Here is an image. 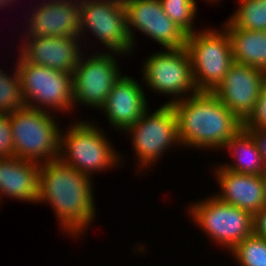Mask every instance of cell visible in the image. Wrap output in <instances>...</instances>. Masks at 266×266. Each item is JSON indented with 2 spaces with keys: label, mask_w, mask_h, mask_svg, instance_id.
Wrapping results in <instances>:
<instances>
[{
  "label": "cell",
  "mask_w": 266,
  "mask_h": 266,
  "mask_svg": "<svg viewBox=\"0 0 266 266\" xmlns=\"http://www.w3.org/2000/svg\"><path fill=\"white\" fill-rule=\"evenodd\" d=\"M10 157H14V146L9 114H0V158Z\"/></svg>",
  "instance_id": "26"
},
{
  "label": "cell",
  "mask_w": 266,
  "mask_h": 266,
  "mask_svg": "<svg viewBox=\"0 0 266 266\" xmlns=\"http://www.w3.org/2000/svg\"><path fill=\"white\" fill-rule=\"evenodd\" d=\"M165 14L187 34L196 32L194 27L197 15L196 0H159Z\"/></svg>",
  "instance_id": "24"
},
{
  "label": "cell",
  "mask_w": 266,
  "mask_h": 266,
  "mask_svg": "<svg viewBox=\"0 0 266 266\" xmlns=\"http://www.w3.org/2000/svg\"><path fill=\"white\" fill-rule=\"evenodd\" d=\"M13 3V2H16L17 3V1L16 0H0V9H1V7H3V6H8V5H10L9 3Z\"/></svg>",
  "instance_id": "29"
},
{
  "label": "cell",
  "mask_w": 266,
  "mask_h": 266,
  "mask_svg": "<svg viewBox=\"0 0 266 266\" xmlns=\"http://www.w3.org/2000/svg\"><path fill=\"white\" fill-rule=\"evenodd\" d=\"M15 64L26 106L70 113L74 107L72 73L27 62L21 56Z\"/></svg>",
  "instance_id": "6"
},
{
  "label": "cell",
  "mask_w": 266,
  "mask_h": 266,
  "mask_svg": "<svg viewBox=\"0 0 266 266\" xmlns=\"http://www.w3.org/2000/svg\"><path fill=\"white\" fill-rule=\"evenodd\" d=\"M24 38L19 54L25 61L61 72L73 73L85 52L78 36Z\"/></svg>",
  "instance_id": "15"
},
{
  "label": "cell",
  "mask_w": 266,
  "mask_h": 266,
  "mask_svg": "<svg viewBox=\"0 0 266 266\" xmlns=\"http://www.w3.org/2000/svg\"><path fill=\"white\" fill-rule=\"evenodd\" d=\"M75 123V124H74ZM70 124L68 131L60 132V157L66 165L92 177V173L106 171L118 164L122 157L112 148L110 139L91 121Z\"/></svg>",
  "instance_id": "4"
},
{
  "label": "cell",
  "mask_w": 266,
  "mask_h": 266,
  "mask_svg": "<svg viewBox=\"0 0 266 266\" xmlns=\"http://www.w3.org/2000/svg\"><path fill=\"white\" fill-rule=\"evenodd\" d=\"M99 52L89 57L83 54L72 73L74 107L75 103H80L101 109L113 85L122 76L115 58L117 52Z\"/></svg>",
  "instance_id": "11"
},
{
  "label": "cell",
  "mask_w": 266,
  "mask_h": 266,
  "mask_svg": "<svg viewBox=\"0 0 266 266\" xmlns=\"http://www.w3.org/2000/svg\"><path fill=\"white\" fill-rule=\"evenodd\" d=\"M244 130L266 129V79L252 113L243 122Z\"/></svg>",
  "instance_id": "25"
},
{
  "label": "cell",
  "mask_w": 266,
  "mask_h": 266,
  "mask_svg": "<svg viewBox=\"0 0 266 266\" xmlns=\"http://www.w3.org/2000/svg\"><path fill=\"white\" fill-rule=\"evenodd\" d=\"M39 170L40 164L37 162L15 156L0 158V199L7 196L37 204Z\"/></svg>",
  "instance_id": "18"
},
{
  "label": "cell",
  "mask_w": 266,
  "mask_h": 266,
  "mask_svg": "<svg viewBox=\"0 0 266 266\" xmlns=\"http://www.w3.org/2000/svg\"><path fill=\"white\" fill-rule=\"evenodd\" d=\"M143 65V86L158 94L164 93L168 97L171 95L173 99L166 104L199 92L193 80L191 60L185 47L157 51L150 55Z\"/></svg>",
  "instance_id": "8"
},
{
  "label": "cell",
  "mask_w": 266,
  "mask_h": 266,
  "mask_svg": "<svg viewBox=\"0 0 266 266\" xmlns=\"http://www.w3.org/2000/svg\"><path fill=\"white\" fill-rule=\"evenodd\" d=\"M183 147L224 150L243 123L212 92H198L170 103Z\"/></svg>",
  "instance_id": "2"
},
{
  "label": "cell",
  "mask_w": 266,
  "mask_h": 266,
  "mask_svg": "<svg viewBox=\"0 0 266 266\" xmlns=\"http://www.w3.org/2000/svg\"><path fill=\"white\" fill-rule=\"evenodd\" d=\"M126 8L127 32L135 48L133 30L149 36L163 49L184 48L187 33L165 14L159 0H123Z\"/></svg>",
  "instance_id": "12"
},
{
  "label": "cell",
  "mask_w": 266,
  "mask_h": 266,
  "mask_svg": "<svg viewBox=\"0 0 266 266\" xmlns=\"http://www.w3.org/2000/svg\"><path fill=\"white\" fill-rule=\"evenodd\" d=\"M193 80L199 92H213L234 63L228 32L222 27L203 29L187 35Z\"/></svg>",
  "instance_id": "5"
},
{
  "label": "cell",
  "mask_w": 266,
  "mask_h": 266,
  "mask_svg": "<svg viewBox=\"0 0 266 266\" xmlns=\"http://www.w3.org/2000/svg\"><path fill=\"white\" fill-rule=\"evenodd\" d=\"M223 25L229 34L234 62L266 72V31L236 29L228 21Z\"/></svg>",
  "instance_id": "19"
},
{
  "label": "cell",
  "mask_w": 266,
  "mask_h": 266,
  "mask_svg": "<svg viewBox=\"0 0 266 266\" xmlns=\"http://www.w3.org/2000/svg\"><path fill=\"white\" fill-rule=\"evenodd\" d=\"M91 179L60 159L40 164L37 203H49L62 230L71 237L79 238L95 219Z\"/></svg>",
  "instance_id": "1"
},
{
  "label": "cell",
  "mask_w": 266,
  "mask_h": 266,
  "mask_svg": "<svg viewBox=\"0 0 266 266\" xmlns=\"http://www.w3.org/2000/svg\"><path fill=\"white\" fill-rule=\"evenodd\" d=\"M41 2L30 13L32 16L28 15L24 37H81L79 0Z\"/></svg>",
  "instance_id": "14"
},
{
  "label": "cell",
  "mask_w": 266,
  "mask_h": 266,
  "mask_svg": "<svg viewBox=\"0 0 266 266\" xmlns=\"http://www.w3.org/2000/svg\"><path fill=\"white\" fill-rule=\"evenodd\" d=\"M224 148L233 155L231 157L235 161L233 164H222L224 168L244 174H263L265 165L258 145L252 135L243 128L227 142Z\"/></svg>",
  "instance_id": "20"
},
{
  "label": "cell",
  "mask_w": 266,
  "mask_h": 266,
  "mask_svg": "<svg viewBox=\"0 0 266 266\" xmlns=\"http://www.w3.org/2000/svg\"><path fill=\"white\" fill-rule=\"evenodd\" d=\"M249 132L254 140L256 141L258 145V149L260 151V154L262 156V160L264 162V165L266 167V129H260V130H245Z\"/></svg>",
  "instance_id": "28"
},
{
  "label": "cell",
  "mask_w": 266,
  "mask_h": 266,
  "mask_svg": "<svg viewBox=\"0 0 266 266\" xmlns=\"http://www.w3.org/2000/svg\"><path fill=\"white\" fill-rule=\"evenodd\" d=\"M213 172L219 184L221 201L234 205L254 215L266 206L265 184L262 175L244 174L230 171L222 165Z\"/></svg>",
  "instance_id": "17"
},
{
  "label": "cell",
  "mask_w": 266,
  "mask_h": 266,
  "mask_svg": "<svg viewBox=\"0 0 266 266\" xmlns=\"http://www.w3.org/2000/svg\"><path fill=\"white\" fill-rule=\"evenodd\" d=\"M135 80L127 75L121 76L110 90L106 104L101 108L111 127L114 126L113 128L120 132L136 123L149 107L142 85Z\"/></svg>",
  "instance_id": "16"
},
{
  "label": "cell",
  "mask_w": 266,
  "mask_h": 266,
  "mask_svg": "<svg viewBox=\"0 0 266 266\" xmlns=\"http://www.w3.org/2000/svg\"><path fill=\"white\" fill-rule=\"evenodd\" d=\"M265 79L263 70L234 62L212 93L243 123L252 113Z\"/></svg>",
  "instance_id": "13"
},
{
  "label": "cell",
  "mask_w": 266,
  "mask_h": 266,
  "mask_svg": "<svg viewBox=\"0 0 266 266\" xmlns=\"http://www.w3.org/2000/svg\"><path fill=\"white\" fill-rule=\"evenodd\" d=\"M206 1H208L209 3L211 2L215 3V2H219L220 0H206Z\"/></svg>",
  "instance_id": "31"
},
{
  "label": "cell",
  "mask_w": 266,
  "mask_h": 266,
  "mask_svg": "<svg viewBox=\"0 0 266 266\" xmlns=\"http://www.w3.org/2000/svg\"><path fill=\"white\" fill-rule=\"evenodd\" d=\"M263 180H264V184H265V204H266V167L265 170L263 171Z\"/></svg>",
  "instance_id": "30"
},
{
  "label": "cell",
  "mask_w": 266,
  "mask_h": 266,
  "mask_svg": "<svg viewBox=\"0 0 266 266\" xmlns=\"http://www.w3.org/2000/svg\"><path fill=\"white\" fill-rule=\"evenodd\" d=\"M238 9L228 22L236 29L266 31V0H237Z\"/></svg>",
  "instance_id": "21"
},
{
  "label": "cell",
  "mask_w": 266,
  "mask_h": 266,
  "mask_svg": "<svg viewBox=\"0 0 266 266\" xmlns=\"http://www.w3.org/2000/svg\"><path fill=\"white\" fill-rule=\"evenodd\" d=\"M85 29H88V33L90 30L93 33L91 35L101 41L107 50L117 52L119 57L132 53L123 0H80L82 37L86 33Z\"/></svg>",
  "instance_id": "10"
},
{
  "label": "cell",
  "mask_w": 266,
  "mask_h": 266,
  "mask_svg": "<svg viewBox=\"0 0 266 266\" xmlns=\"http://www.w3.org/2000/svg\"><path fill=\"white\" fill-rule=\"evenodd\" d=\"M52 112L25 106L9 114L14 156L43 164L60 157V127Z\"/></svg>",
  "instance_id": "3"
},
{
  "label": "cell",
  "mask_w": 266,
  "mask_h": 266,
  "mask_svg": "<svg viewBox=\"0 0 266 266\" xmlns=\"http://www.w3.org/2000/svg\"><path fill=\"white\" fill-rule=\"evenodd\" d=\"M189 208L193 223L227 251L253 234V215L221 201L215 195L194 202Z\"/></svg>",
  "instance_id": "7"
},
{
  "label": "cell",
  "mask_w": 266,
  "mask_h": 266,
  "mask_svg": "<svg viewBox=\"0 0 266 266\" xmlns=\"http://www.w3.org/2000/svg\"><path fill=\"white\" fill-rule=\"evenodd\" d=\"M149 108L136 123L124 133L131 136L137 162L143 168H151L170 147L180 146L177 119L171 104L164 103L154 112ZM174 144V145H173Z\"/></svg>",
  "instance_id": "9"
},
{
  "label": "cell",
  "mask_w": 266,
  "mask_h": 266,
  "mask_svg": "<svg viewBox=\"0 0 266 266\" xmlns=\"http://www.w3.org/2000/svg\"><path fill=\"white\" fill-rule=\"evenodd\" d=\"M230 253L240 266H266V239L252 234L238 243Z\"/></svg>",
  "instance_id": "23"
},
{
  "label": "cell",
  "mask_w": 266,
  "mask_h": 266,
  "mask_svg": "<svg viewBox=\"0 0 266 266\" xmlns=\"http://www.w3.org/2000/svg\"><path fill=\"white\" fill-rule=\"evenodd\" d=\"M14 71L11 77L0 69V114H10L26 106L19 73L17 69Z\"/></svg>",
  "instance_id": "22"
},
{
  "label": "cell",
  "mask_w": 266,
  "mask_h": 266,
  "mask_svg": "<svg viewBox=\"0 0 266 266\" xmlns=\"http://www.w3.org/2000/svg\"><path fill=\"white\" fill-rule=\"evenodd\" d=\"M253 234L266 239V206L253 215Z\"/></svg>",
  "instance_id": "27"
}]
</instances>
